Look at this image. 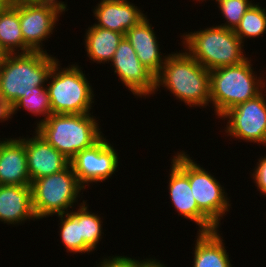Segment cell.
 I'll list each match as a JSON object with an SVG mask.
<instances>
[{"label": "cell", "mask_w": 266, "mask_h": 267, "mask_svg": "<svg viewBox=\"0 0 266 267\" xmlns=\"http://www.w3.org/2000/svg\"><path fill=\"white\" fill-rule=\"evenodd\" d=\"M160 86L189 107H207L210 103V71L188 52L167 54L160 73L155 77V93Z\"/></svg>", "instance_id": "6da1fadb"}, {"label": "cell", "mask_w": 266, "mask_h": 267, "mask_svg": "<svg viewBox=\"0 0 266 267\" xmlns=\"http://www.w3.org/2000/svg\"><path fill=\"white\" fill-rule=\"evenodd\" d=\"M47 52L8 54L0 64V96L12 106L35 87L46 86L48 76L58 61Z\"/></svg>", "instance_id": "7a4b0ae2"}, {"label": "cell", "mask_w": 266, "mask_h": 267, "mask_svg": "<svg viewBox=\"0 0 266 267\" xmlns=\"http://www.w3.org/2000/svg\"><path fill=\"white\" fill-rule=\"evenodd\" d=\"M36 126L34 132L69 161L103 136L99 124L91 113L51 114Z\"/></svg>", "instance_id": "3957f363"}, {"label": "cell", "mask_w": 266, "mask_h": 267, "mask_svg": "<svg viewBox=\"0 0 266 267\" xmlns=\"http://www.w3.org/2000/svg\"><path fill=\"white\" fill-rule=\"evenodd\" d=\"M181 37L185 51L209 71L248 59L242 49L244 43L231 29L216 25Z\"/></svg>", "instance_id": "277c9868"}, {"label": "cell", "mask_w": 266, "mask_h": 267, "mask_svg": "<svg viewBox=\"0 0 266 267\" xmlns=\"http://www.w3.org/2000/svg\"><path fill=\"white\" fill-rule=\"evenodd\" d=\"M253 69L248 58L240 64L210 71V103L219 118L234 106L263 92V77H257Z\"/></svg>", "instance_id": "5b68a950"}, {"label": "cell", "mask_w": 266, "mask_h": 267, "mask_svg": "<svg viewBox=\"0 0 266 267\" xmlns=\"http://www.w3.org/2000/svg\"><path fill=\"white\" fill-rule=\"evenodd\" d=\"M59 60L54 64L46 85L50 97L52 114H87L92 109V86L79 65L60 68Z\"/></svg>", "instance_id": "8992f818"}, {"label": "cell", "mask_w": 266, "mask_h": 267, "mask_svg": "<svg viewBox=\"0 0 266 267\" xmlns=\"http://www.w3.org/2000/svg\"><path fill=\"white\" fill-rule=\"evenodd\" d=\"M31 187L32 206L37 219L68 213L76 202L78 204V195L85 189L71 165L61 172L34 180Z\"/></svg>", "instance_id": "52a82bcc"}, {"label": "cell", "mask_w": 266, "mask_h": 267, "mask_svg": "<svg viewBox=\"0 0 266 267\" xmlns=\"http://www.w3.org/2000/svg\"><path fill=\"white\" fill-rule=\"evenodd\" d=\"M186 153L178 151L172 162L189 178L198 208L219 228L220 220L229 212L231 206L225 188Z\"/></svg>", "instance_id": "ba28073f"}, {"label": "cell", "mask_w": 266, "mask_h": 267, "mask_svg": "<svg viewBox=\"0 0 266 267\" xmlns=\"http://www.w3.org/2000/svg\"><path fill=\"white\" fill-rule=\"evenodd\" d=\"M66 9L67 4L62 1L19 4V21L24 38V53L47 52L42 49V41L51 37L58 17L67 11Z\"/></svg>", "instance_id": "9c48e42d"}, {"label": "cell", "mask_w": 266, "mask_h": 267, "mask_svg": "<svg viewBox=\"0 0 266 267\" xmlns=\"http://www.w3.org/2000/svg\"><path fill=\"white\" fill-rule=\"evenodd\" d=\"M266 94L240 103L220 118L226 120L225 132L233 138L266 146ZM229 119V120H228Z\"/></svg>", "instance_id": "30bf717a"}, {"label": "cell", "mask_w": 266, "mask_h": 267, "mask_svg": "<svg viewBox=\"0 0 266 267\" xmlns=\"http://www.w3.org/2000/svg\"><path fill=\"white\" fill-rule=\"evenodd\" d=\"M118 159L113 145L102 136L91 147L78 152L70 160V165L80 184L86 188L89 183H103L115 174L119 166Z\"/></svg>", "instance_id": "8fae6325"}, {"label": "cell", "mask_w": 266, "mask_h": 267, "mask_svg": "<svg viewBox=\"0 0 266 267\" xmlns=\"http://www.w3.org/2000/svg\"><path fill=\"white\" fill-rule=\"evenodd\" d=\"M120 81L137 97L155 94V76L140 62L130 42L124 37L110 65Z\"/></svg>", "instance_id": "7c38bea8"}, {"label": "cell", "mask_w": 266, "mask_h": 267, "mask_svg": "<svg viewBox=\"0 0 266 267\" xmlns=\"http://www.w3.org/2000/svg\"><path fill=\"white\" fill-rule=\"evenodd\" d=\"M169 196L178 215L194 221L199 232H210L219 229L197 206L193 197L189 178L171 161Z\"/></svg>", "instance_id": "4fadbf2b"}, {"label": "cell", "mask_w": 266, "mask_h": 267, "mask_svg": "<svg viewBox=\"0 0 266 267\" xmlns=\"http://www.w3.org/2000/svg\"><path fill=\"white\" fill-rule=\"evenodd\" d=\"M35 133L31 138L19 137L25 145L31 183L38 178L61 172L70 165L64 155Z\"/></svg>", "instance_id": "5bb4252c"}, {"label": "cell", "mask_w": 266, "mask_h": 267, "mask_svg": "<svg viewBox=\"0 0 266 267\" xmlns=\"http://www.w3.org/2000/svg\"><path fill=\"white\" fill-rule=\"evenodd\" d=\"M97 5L93 13L98 21L94 25L124 35L127 30L147 17L142 10L127 0H101Z\"/></svg>", "instance_id": "9a60e30c"}, {"label": "cell", "mask_w": 266, "mask_h": 267, "mask_svg": "<svg viewBox=\"0 0 266 267\" xmlns=\"http://www.w3.org/2000/svg\"><path fill=\"white\" fill-rule=\"evenodd\" d=\"M0 185H31L25 145L19 138L0 140Z\"/></svg>", "instance_id": "2e32d148"}, {"label": "cell", "mask_w": 266, "mask_h": 267, "mask_svg": "<svg viewBox=\"0 0 266 267\" xmlns=\"http://www.w3.org/2000/svg\"><path fill=\"white\" fill-rule=\"evenodd\" d=\"M144 18L138 25L127 30L124 37L130 42L140 62L156 77L163 67L167 56L159 49V42L153 27Z\"/></svg>", "instance_id": "e0dca14e"}, {"label": "cell", "mask_w": 266, "mask_h": 267, "mask_svg": "<svg viewBox=\"0 0 266 267\" xmlns=\"http://www.w3.org/2000/svg\"><path fill=\"white\" fill-rule=\"evenodd\" d=\"M37 220L32 206L31 185H0V221L21 224Z\"/></svg>", "instance_id": "ac0fdd59"}, {"label": "cell", "mask_w": 266, "mask_h": 267, "mask_svg": "<svg viewBox=\"0 0 266 267\" xmlns=\"http://www.w3.org/2000/svg\"><path fill=\"white\" fill-rule=\"evenodd\" d=\"M197 234L193 267H232L218 229Z\"/></svg>", "instance_id": "d6986e66"}, {"label": "cell", "mask_w": 266, "mask_h": 267, "mask_svg": "<svg viewBox=\"0 0 266 267\" xmlns=\"http://www.w3.org/2000/svg\"><path fill=\"white\" fill-rule=\"evenodd\" d=\"M90 27V28H89ZM85 33V47L91 61L111 62L116 49L124 38V34L91 25Z\"/></svg>", "instance_id": "ffe728a7"}, {"label": "cell", "mask_w": 266, "mask_h": 267, "mask_svg": "<svg viewBox=\"0 0 266 267\" xmlns=\"http://www.w3.org/2000/svg\"><path fill=\"white\" fill-rule=\"evenodd\" d=\"M0 45L7 54L24 53L19 4H9L0 12Z\"/></svg>", "instance_id": "44dd1931"}, {"label": "cell", "mask_w": 266, "mask_h": 267, "mask_svg": "<svg viewBox=\"0 0 266 267\" xmlns=\"http://www.w3.org/2000/svg\"><path fill=\"white\" fill-rule=\"evenodd\" d=\"M77 210L58 215L60 218V238L67 252L90 253L93 250L84 242L80 231V205Z\"/></svg>", "instance_id": "7402d4cb"}, {"label": "cell", "mask_w": 266, "mask_h": 267, "mask_svg": "<svg viewBox=\"0 0 266 267\" xmlns=\"http://www.w3.org/2000/svg\"><path fill=\"white\" fill-rule=\"evenodd\" d=\"M266 31V10L258 4H253L243 15L235 34L244 43L245 38H256Z\"/></svg>", "instance_id": "603a6c76"}, {"label": "cell", "mask_w": 266, "mask_h": 267, "mask_svg": "<svg viewBox=\"0 0 266 267\" xmlns=\"http://www.w3.org/2000/svg\"><path fill=\"white\" fill-rule=\"evenodd\" d=\"M20 108L31 112L35 116H45L44 119H40L37 125L45 121L52 114L47 88L45 86L35 87V91L21 97L13 105V114H16Z\"/></svg>", "instance_id": "cb8c5ba5"}, {"label": "cell", "mask_w": 266, "mask_h": 267, "mask_svg": "<svg viewBox=\"0 0 266 267\" xmlns=\"http://www.w3.org/2000/svg\"><path fill=\"white\" fill-rule=\"evenodd\" d=\"M102 220L95 213L88 209L86 201L80 204V231L84 242L92 249L96 250L99 240L102 239Z\"/></svg>", "instance_id": "d4e9b609"}, {"label": "cell", "mask_w": 266, "mask_h": 267, "mask_svg": "<svg viewBox=\"0 0 266 267\" xmlns=\"http://www.w3.org/2000/svg\"><path fill=\"white\" fill-rule=\"evenodd\" d=\"M215 2H218V8L226 20V23L218 26L231 30L236 29L245 12L254 4L249 0H216Z\"/></svg>", "instance_id": "484cf974"}, {"label": "cell", "mask_w": 266, "mask_h": 267, "mask_svg": "<svg viewBox=\"0 0 266 267\" xmlns=\"http://www.w3.org/2000/svg\"><path fill=\"white\" fill-rule=\"evenodd\" d=\"M251 176H253L257 189L266 197V155L258 159Z\"/></svg>", "instance_id": "4316f807"}, {"label": "cell", "mask_w": 266, "mask_h": 267, "mask_svg": "<svg viewBox=\"0 0 266 267\" xmlns=\"http://www.w3.org/2000/svg\"><path fill=\"white\" fill-rule=\"evenodd\" d=\"M109 256L97 264V267H138V260L127 256Z\"/></svg>", "instance_id": "83f0119b"}, {"label": "cell", "mask_w": 266, "mask_h": 267, "mask_svg": "<svg viewBox=\"0 0 266 267\" xmlns=\"http://www.w3.org/2000/svg\"><path fill=\"white\" fill-rule=\"evenodd\" d=\"M13 106L0 96V122L8 121L13 116Z\"/></svg>", "instance_id": "f1b7e54d"}, {"label": "cell", "mask_w": 266, "mask_h": 267, "mask_svg": "<svg viewBox=\"0 0 266 267\" xmlns=\"http://www.w3.org/2000/svg\"><path fill=\"white\" fill-rule=\"evenodd\" d=\"M138 267H166L165 264L161 263L160 260L156 259H144L139 261L138 260Z\"/></svg>", "instance_id": "f546056e"}, {"label": "cell", "mask_w": 266, "mask_h": 267, "mask_svg": "<svg viewBox=\"0 0 266 267\" xmlns=\"http://www.w3.org/2000/svg\"><path fill=\"white\" fill-rule=\"evenodd\" d=\"M9 4H22V3H45L58 0H8Z\"/></svg>", "instance_id": "4dcf8cb0"}, {"label": "cell", "mask_w": 266, "mask_h": 267, "mask_svg": "<svg viewBox=\"0 0 266 267\" xmlns=\"http://www.w3.org/2000/svg\"><path fill=\"white\" fill-rule=\"evenodd\" d=\"M7 55L6 51L0 45V64L4 61Z\"/></svg>", "instance_id": "1f68e13d"}, {"label": "cell", "mask_w": 266, "mask_h": 267, "mask_svg": "<svg viewBox=\"0 0 266 267\" xmlns=\"http://www.w3.org/2000/svg\"><path fill=\"white\" fill-rule=\"evenodd\" d=\"M8 5H9L8 0H0V12Z\"/></svg>", "instance_id": "d6a6232c"}]
</instances>
